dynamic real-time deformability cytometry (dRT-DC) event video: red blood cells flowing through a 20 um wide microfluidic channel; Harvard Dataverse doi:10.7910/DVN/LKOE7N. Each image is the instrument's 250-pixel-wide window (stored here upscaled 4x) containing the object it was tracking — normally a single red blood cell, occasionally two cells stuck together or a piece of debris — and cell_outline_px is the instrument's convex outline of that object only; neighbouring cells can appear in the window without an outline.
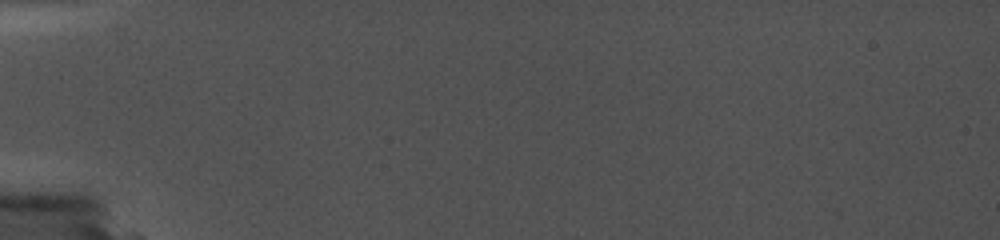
{"species": "common noctule bat (a hibernating species)", "species_latin": "Nyctalus noctula", "temperature_condition": "cold", "stored_images_in_passage": 3, "camera_frame_rate_fps": 5000, "um_per_image_px": 0.085, "animal": {"sex": "female", "body_mass_g": 19.0, "forearm_length_mm": 56.7}, "frame": {"image": 1, "passage_image": 3, "time_ms": 0.6, "image_size_px": [1000, 240], "cell_outline_px": [[688, 136], [640, 140], [628, 140], [548, 136], [524, 132], [528, 128], [552, 124], [656, 128], [684, 132]], "centroid_in_image_um": [51.35, 11.24], "position_along_channel_um": 33.6, "area_um2": 12.54}}